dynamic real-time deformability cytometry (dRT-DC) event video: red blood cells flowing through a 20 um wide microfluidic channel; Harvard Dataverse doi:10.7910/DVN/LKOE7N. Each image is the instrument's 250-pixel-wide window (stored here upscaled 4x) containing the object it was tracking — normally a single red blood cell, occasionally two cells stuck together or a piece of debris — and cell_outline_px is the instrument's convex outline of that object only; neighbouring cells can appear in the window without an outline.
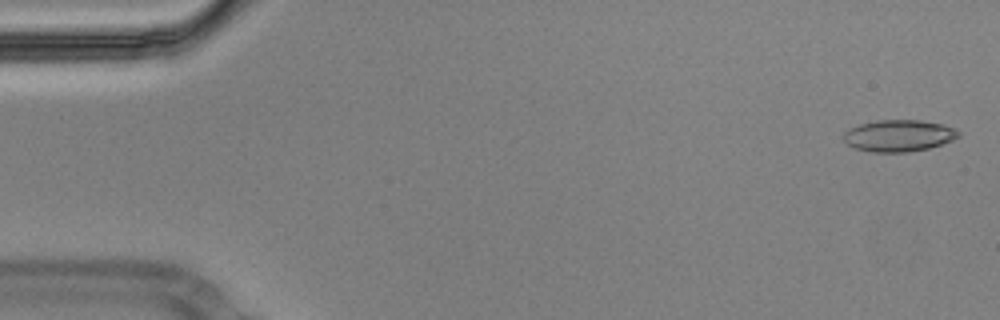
{"species": "Egyptian fruit bat (a non-hibernating species)", "species_latin": "Rousettus aegyptiacus", "temperature_condition": "cold", "stored_images_in_passage": 56, "camera_frame_rate_fps": 3000, "um_per_image_px": 0.085, "animal": {"sex": "male"}, "frame": {"image": 1, "passage_image": 2, "time_ms": 0.333, "image_size_px": [1000, 320], "cell_outline_px": [[960, 136], [952, 140], [928, 148], [908, 152], [872, 152], [856, 148], [848, 144], [844, 140], [844, 132], [860, 124], [876, 120], [920, 120], [944, 124], [956, 128], [960, 132]], "centroid_in_image_um": [76.43, 11.52], "position_along_channel_um": 8.6, "area_um2": 21.15}}
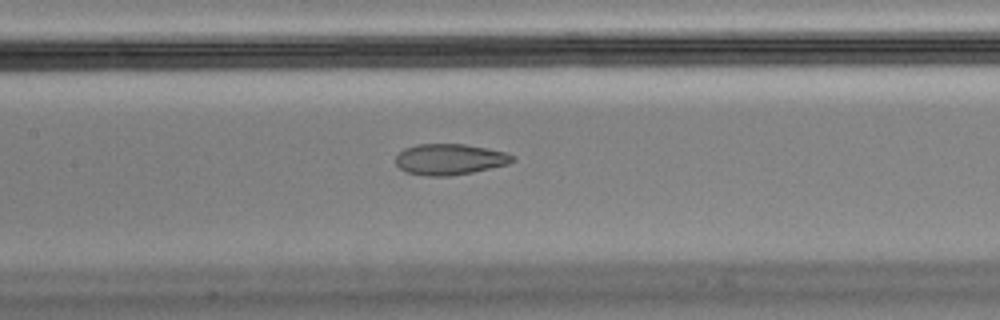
{"frame": {"image": 2, "passage_image": 26, "time_ms": 8.333, "image_size_px": [1000, 320], "cell_outline_px": [[516, 160], [508, 164], [472, 172], [448, 176], [428, 176], [404, 172], [396, 164], [396, 156], [404, 148], [416, 144], [464, 144], [504, 152], [516, 156]], "centroid_in_image_um": [38.21, 13.54], "position_along_channel_um": 169.2, "area_um2": 21.04}}
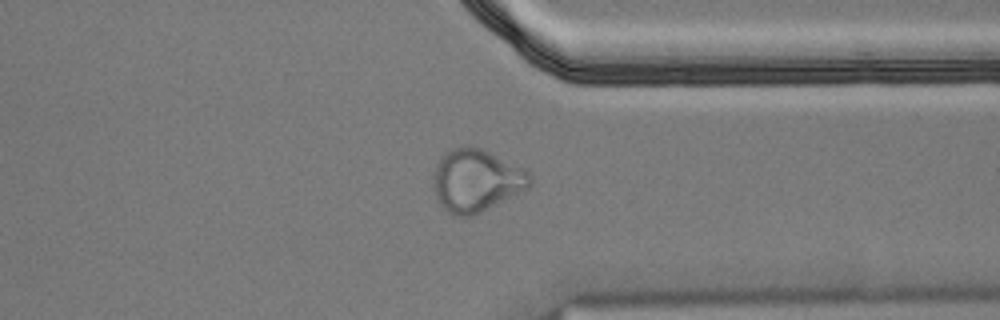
{"frame": {"image": 3, "passage_image": 43, "time_ms": 14.0, "image_size_px": [1000, 320], "cell_outline_px": [[532, 184], [528, 188], [472, 216], [456, 216], [448, 212], [444, 208], [436, 196], [432, 188], [432, 176], [436, 164], [440, 156], [444, 152], [452, 148], [480, 148], [524, 168], [532, 176]], "centroid_in_image_um": [40.45, 15.34], "position_along_channel_um": 370.9, "area_um2": 34.97}, "authors_computed_cell_mechanics": {"area_um2": 22.0218, "velocity_mm_per_s": 3.5959, "shape_relaxation_time_tau1_ms": null, "shape_relaxation_time_tau2_ms": 1.8396, "deformation_change_tau1": null, "deformation_change_tau2": 0.0778}}